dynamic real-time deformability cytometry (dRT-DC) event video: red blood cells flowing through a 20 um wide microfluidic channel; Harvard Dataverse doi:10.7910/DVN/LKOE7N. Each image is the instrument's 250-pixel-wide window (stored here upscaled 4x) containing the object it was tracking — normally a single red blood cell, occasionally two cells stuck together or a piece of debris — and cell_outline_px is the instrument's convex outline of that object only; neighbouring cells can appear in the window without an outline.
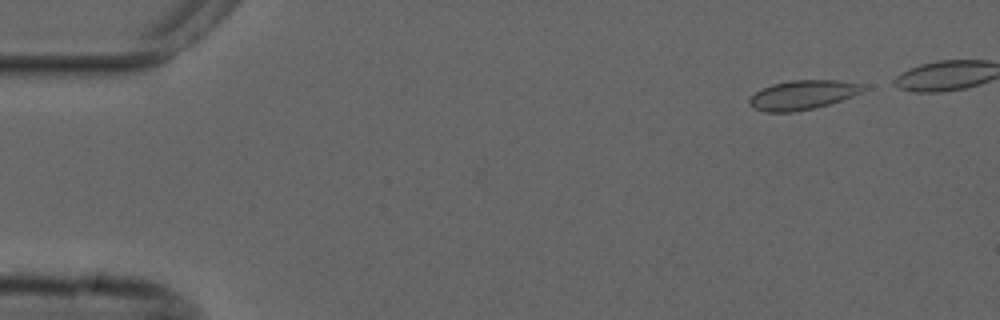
{"species": "common noctule bat (a hibernating species)", "species_latin": "Nyctalus noctula", "temperature_condition": "cold", "stored_images_in_passage": 5, "camera_frame_rate_fps": 3000, "um_per_image_px": 0.085, "animal": {"sex": "male", "forearm_length_mm": 52.5}, "frame": {"image": 1, "passage_image": 1, "time_ms": 0.0, "image_size_px": [1000, 320], "cell_outline_px": [[864, 88], [860, 92], [852, 96], [828, 104], [812, 108], [792, 112], [764, 112], [748, 104], [748, 100], [756, 92], [772, 84], [792, 80], [840, 80], [860, 84]], "centroid_in_image_um": [68.19, 8.06], "position_along_channel_um": 16.8, "area_um2": 19.02}}